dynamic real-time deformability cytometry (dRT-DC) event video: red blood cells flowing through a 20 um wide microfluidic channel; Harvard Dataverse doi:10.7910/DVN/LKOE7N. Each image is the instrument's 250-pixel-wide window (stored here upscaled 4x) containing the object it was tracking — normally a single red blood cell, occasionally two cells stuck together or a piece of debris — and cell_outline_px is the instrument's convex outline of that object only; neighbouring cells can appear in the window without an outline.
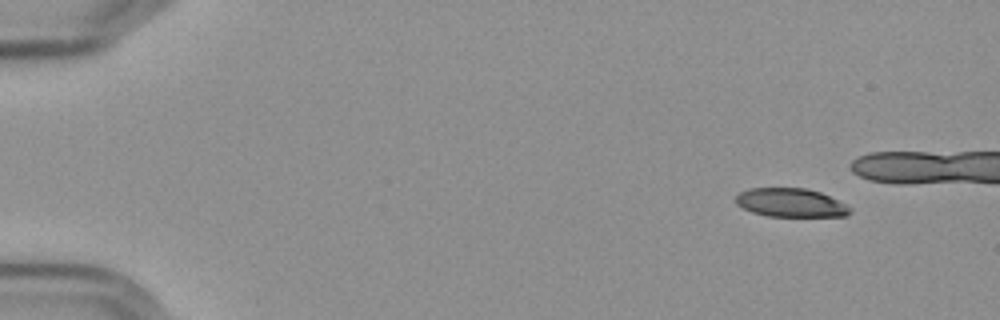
{"species": "Egyptian fruit bat (a non-hibernating species)", "species_latin": "Rousettus aegyptiacus", "temperature_condition": "cold", "stored_images_in_passage": 42, "camera_frame_rate_fps": 3000, "um_per_image_px": 0.085, "frame": {"image": 1, "passage_image": 1, "time_ms": 0.0, "image_size_px": [1000, 320], "cell_outline_px": [[852, 212], [848, 216], [768, 216], [752, 212], [736, 204], [736, 196], [740, 192], [748, 188], [808, 188], [820, 192], [852, 208]], "centroid_in_image_um": [67.21, 17.23], "position_along_channel_um": 17.8, "area_um2": 19.02}}
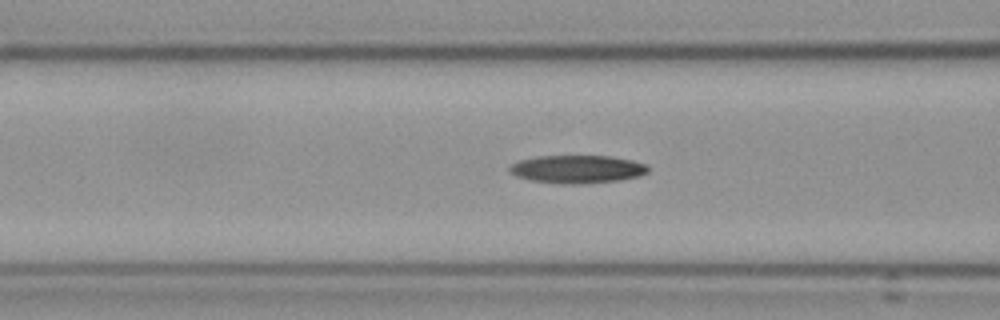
{"frame": {"image": 2, "passage_image": 19, "time_ms": 6.0, "image_size_px": [1000, 320], "cell_outline_px": [[648, 172], [640, 176], [620, 180], [572, 184], [560, 184], [532, 180], [516, 176], [508, 172], [508, 168], [512, 164], [520, 160], [536, 156], [608, 156], [632, 160], [648, 164]], "centroid_in_image_um": [49.07, 14.37], "position_along_channel_um": 117.5, "area_um2": 22.6}}
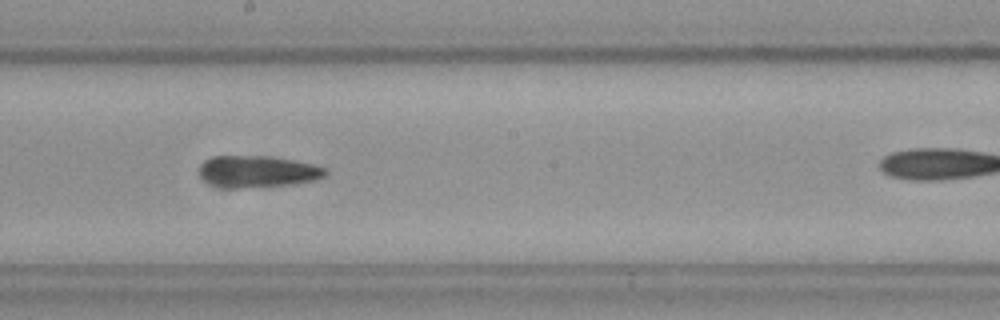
{"frame": {"image": 3, "passage_image": 28, "time_ms": 9.0, "image_size_px": [1000, 320], "cell_outline_px": [[328, 172], [324, 176], [316, 180], [292, 184], [264, 188], [228, 188], [212, 184], [204, 180], [200, 176], [200, 164], [216, 156], [268, 156], [292, 160], [312, 164], [324, 168]], "centroid_in_image_um": [21.91, 14.6], "position_along_channel_um": 226.3, "area_um2": 23.35}}